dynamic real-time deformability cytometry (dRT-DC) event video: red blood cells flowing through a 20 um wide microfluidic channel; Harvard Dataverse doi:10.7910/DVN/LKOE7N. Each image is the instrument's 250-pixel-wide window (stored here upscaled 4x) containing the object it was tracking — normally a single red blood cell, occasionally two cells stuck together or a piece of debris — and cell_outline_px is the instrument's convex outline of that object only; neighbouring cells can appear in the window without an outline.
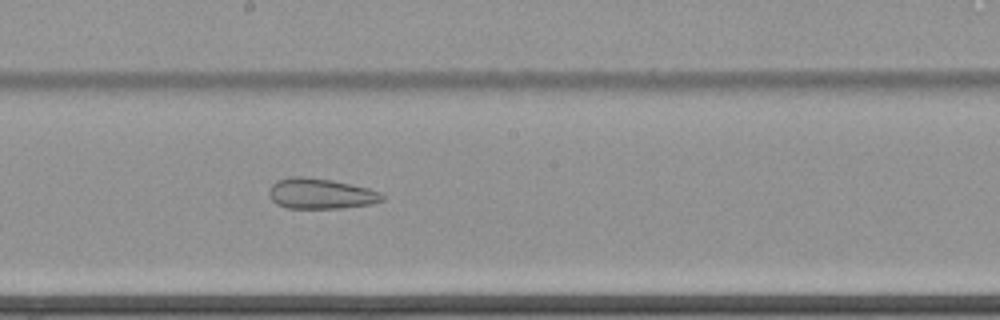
{"species": "common noctule bat (a hibernating species)", "species_latin": "Nyctalus noctula", "temperature_condition": "cold", "stored_images_in_passage": 64, "camera_frame_rate_fps": 3000, "um_per_image_px": 0.085, "animal": {"sex": "female", "body_mass_g": 22.7, "forearm_length_mm": 54.2}, "frame": {"image": 1, "passage_image": 38, "time_ms": 12.333, "image_size_px": [1000, 320], "cell_outline_px": [[384, 200], [372, 204], [344, 208], [288, 208], [276, 204], [268, 196], [268, 188], [276, 180], [292, 176], [304, 176], [332, 180], [368, 188], [380, 192], [384, 196]], "centroid_in_image_um": [27.23, 16.46], "position_along_channel_um": 221.0, "area_um2": 20.35}}
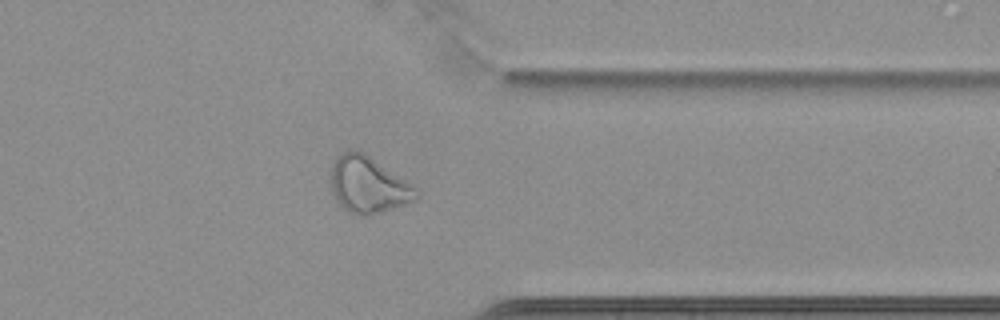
{"frame": {"image": 2, "passage_image": 52, "time_ms": 17.0, "image_size_px": [1000, 320], "cell_outline_px": [[420, 196], [416, 200], [392, 208], [364, 216], [360, 216], [348, 212], [336, 200], [328, 184], [328, 172], [332, 164], [348, 148], [364, 152], [416, 188], [420, 192]], "centroid_in_image_um": [31.23, 15.7], "position_along_channel_um": 380.2, "area_um2": 28.15}}